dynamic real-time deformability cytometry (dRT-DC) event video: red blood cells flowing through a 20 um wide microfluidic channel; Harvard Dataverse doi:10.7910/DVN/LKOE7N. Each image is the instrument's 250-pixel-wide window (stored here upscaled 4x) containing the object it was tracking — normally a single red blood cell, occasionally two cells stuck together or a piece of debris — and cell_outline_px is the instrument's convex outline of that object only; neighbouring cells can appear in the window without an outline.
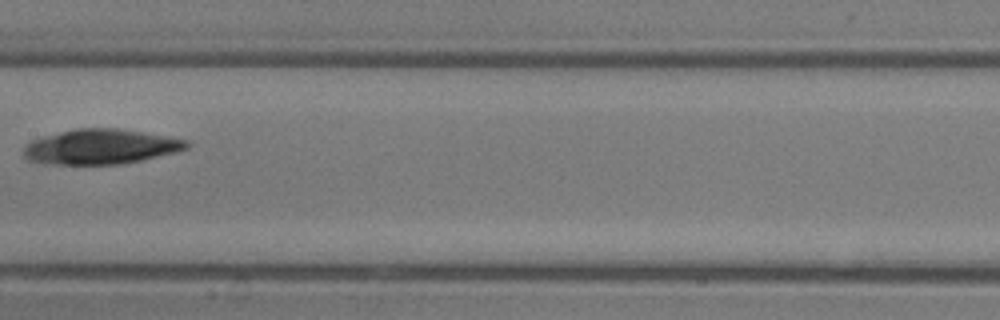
{"species": "common noctule bat (a hibernating species)", "species_latin": "Nyctalus noctula", "temperature_condition": "room temperature", "stored_images_in_passage": 22, "camera_frame_rate_fps": 3000, "um_per_image_px": 0.085, "animal": {"sex": "male", "body_mass_g": 13.3}, "frame": {"image": 1, "passage_image": 9, "time_ms": 2.667, "image_size_px": [1000, 320], "cell_outline_px": [[192, 144], [188, 148], [144, 160], [120, 164], [48, 164], [28, 160], [24, 156], [24, 148], [32, 140], [44, 136], [76, 128], [116, 128], [188, 140]], "centroid_in_image_um": [8.56, 12.48], "position_along_channel_um": 198.8, "area_um2": 32.95}}
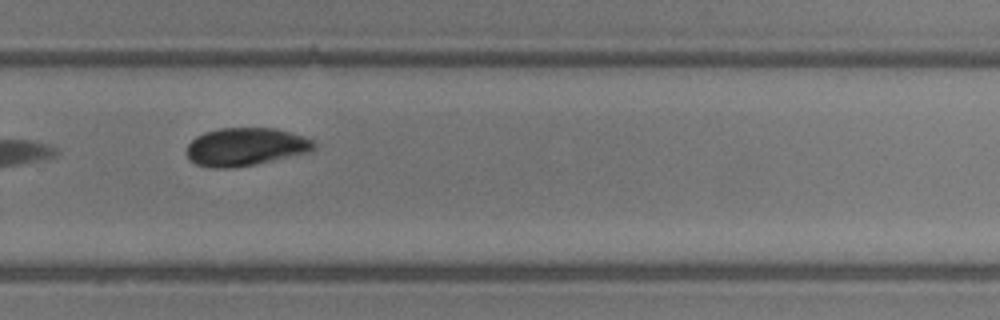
{"frame": {"image": 2, "passage_image": 15, "time_ms": 4.667, "image_size_px": [1000, 320], "cell_outline_px": [[316, 144], [308, 152], [256, 164], [232, 168], [212, 168], [196, 164], [188, 160], [184, 152], [188, 144], [196, 136], [204, 132], [220, 128], [272, 128], [288, 132], [312, 140]], "centroid_in_image_um": [20.77, 12.49], "position_along_channel_um": 309.0, "area_um2": 28.09}}
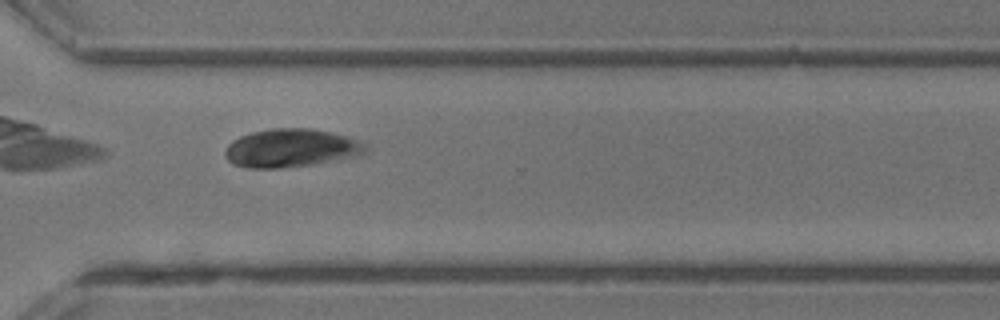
{"frame": {"image": 3, "passage_image": 17, "time_ms": 5.333, "image_size_px": [1000, 320], "cell_outline_px": [[368, 152], [316, 164], [280, 168], [248, 168], [232, 164], [224, 156], [224, 152], [228, 144], [232, 140], [240, 136], [252, 132], [272, 128], [308, 128], [328, 132], [344, 136], [356, 140], [364, 144], [368, 148]], "centroid_in_image_um": [24.66, 12.59], "position_along_channel_um": 345.9, "area_um2": 31.1}}